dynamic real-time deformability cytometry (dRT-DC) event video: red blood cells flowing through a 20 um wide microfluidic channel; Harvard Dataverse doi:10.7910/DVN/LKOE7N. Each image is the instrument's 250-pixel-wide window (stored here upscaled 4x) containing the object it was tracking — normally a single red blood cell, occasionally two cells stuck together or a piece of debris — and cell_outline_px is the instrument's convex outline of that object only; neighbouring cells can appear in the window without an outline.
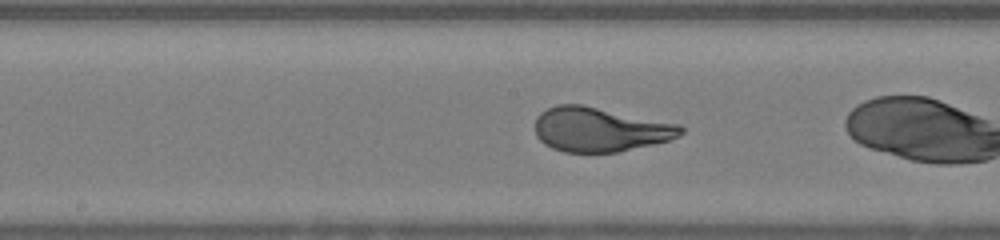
{"species": "human", "species_latin": "Homo sapiens", "temperature_condition": "warm", "stored_images_in_passage": 34, "camera_frame_rate_fps": 3000, "um_per_image_px": 0.085, "donor": {"sex": "female"}, "frame": {"image": 1, "passage_image": 21, "time_ms": 6.667, "image_size_px": [1000, 240], "cell_outline_px": [[684, 132], [680, 136], [668, 140], [652, 144], [616, 152], [564, 152], [552, 148], [544, 144], [536, 136], [536, 116], [540, 112], [556, 104], [580, 104], [680, 124], [684, 128]], "centroid_in_image_um": [50.98, 11.0], "position_along_channel_um": 197.2, "area_um2": 37.57}}
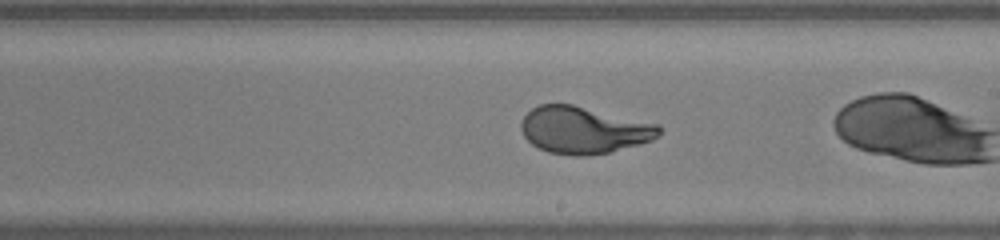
{"frame": {"image": 2, "passage_image": 24, "time_ms": 7.667, "image_size_px": [1000, 240], "cell_outline_px": [[660, 136], [652, 140], [608, 152], [584, 156], [572, 156], [548, 152], [532, 144], [524, 136], [520, 128], [520, 124], [524, 116], [532, 108], [540, 104], [572, 104], [660, 124]], "centroid_in_image_um": [49.61, 11.05], "position_along_channel_um": 239.4, "area_um2": 37.74}}